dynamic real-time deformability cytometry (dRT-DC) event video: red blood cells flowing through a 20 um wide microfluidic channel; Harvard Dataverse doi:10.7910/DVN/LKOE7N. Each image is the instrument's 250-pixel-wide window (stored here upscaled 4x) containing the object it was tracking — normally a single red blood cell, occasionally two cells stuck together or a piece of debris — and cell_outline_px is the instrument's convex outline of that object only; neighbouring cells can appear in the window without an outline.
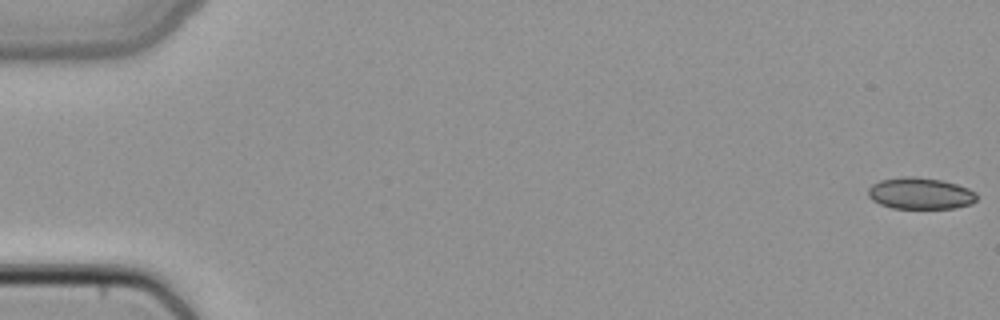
{"species": "common noctule bat (a hibernating species)", "species_latin": "Nyctalus noctula", "temperature_condition": "cold", "stored_images_in_passage": 5, "camera_frame_rate_fps": 3000, "um_per_image_px": 0.085, "animal": {"sex": "female", "body_mass_g": 22.7, "forearm_length_mm": 54.2}, "frame": {"image": 1, "passage_image": 1, "time_ms": 0.0, "image_size_px": [1000, 320], "cell_outline_px": [[976, 200], [972, 204], [956, 208], [892, 208], [880, 204], [872, 200], [868, 196], [868, 188], [872, 184], [880, 180], [900, 176], [916, 176], [944, 180], [968, 188], [976, 192]], "centroid_in_image_um": [78.22, 16.43], "position_along_channel_um": 6.8, "area_um2": 20.23}}
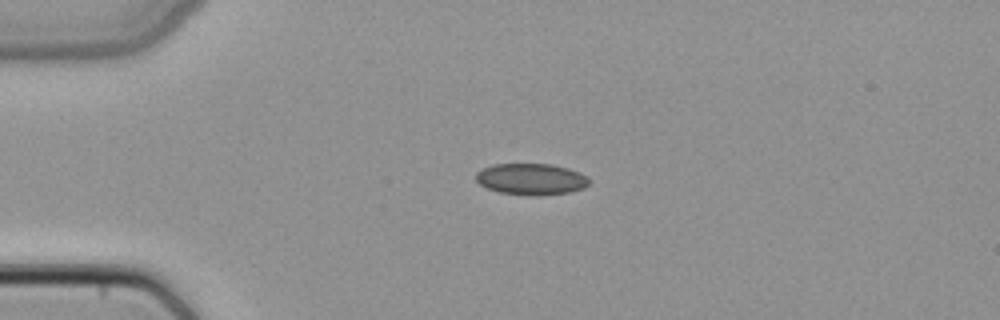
{"frame": {"image": 2, "passage_image": 4, "time_ms": 1.0, "image_size_px": [1000, 320], "cell_outline_px": [[588, 184], [584, 188], [572, 192], [540, 196], [528, 196], [500, 192], [488, 188], [480, 184], [476, 180], [476, 172], [492, 164], [552, 164], [568, 168], [580, 172], [588, 176]], "centroid_in_image_um": [45.18, 15.23], "position_along_channel_um": 39.8, "area_um2": 20.92}}